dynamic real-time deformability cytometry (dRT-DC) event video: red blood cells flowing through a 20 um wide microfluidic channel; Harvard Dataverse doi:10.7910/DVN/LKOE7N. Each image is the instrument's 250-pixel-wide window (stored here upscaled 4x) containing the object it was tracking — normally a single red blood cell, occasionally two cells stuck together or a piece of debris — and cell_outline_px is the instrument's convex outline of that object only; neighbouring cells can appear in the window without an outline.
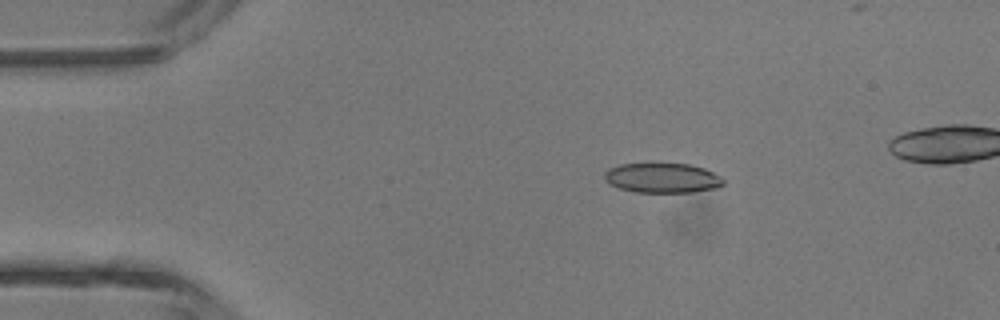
{"species": "common noctule bat (a hibernating species)", "species_latin": "Nyctalus noctula", "temperature_condition": "room temperature", "stored_images_in_passage": 5, "camera_frame_rate_fps": 3000, "um_per_image_px": 0.085, "animal": {"sex": "male", "body_mass_g": 13.3}, "frame": {"image": 1, "passage_image": 3, "time_ms": 2.333, "image_size_px": [1000, 320], "cell_outline_px": [[724, 184], [716, 188], [692, 192], [636, 192], [620, 188], [608, 184], [604, 180], [604, 172], [608, 168], [620, 164], [652, 160], [688, 164], [704, 168], [720, 176], [724, 180]], "centroid_in_image_um": [56.24, 15.07], "position_along_channel_um": 28.8, "area_um2": 21.62}}